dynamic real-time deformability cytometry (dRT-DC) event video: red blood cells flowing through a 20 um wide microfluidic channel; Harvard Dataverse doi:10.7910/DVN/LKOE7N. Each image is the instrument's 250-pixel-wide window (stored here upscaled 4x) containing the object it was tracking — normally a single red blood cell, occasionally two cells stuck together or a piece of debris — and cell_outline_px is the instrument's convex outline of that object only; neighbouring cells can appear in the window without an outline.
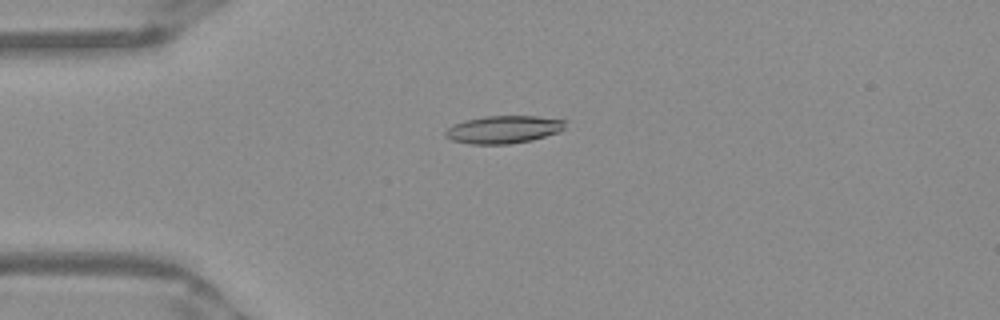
{"species": "Egyptian fruit bat (a non-hibernating species)", "species_latin": "Rousettus aegyptiacus", "temperature_condition": "warm", "stored_images_in_passage": 47, "camera_frame_rate_fps": 3000, "um_per_image_px": 0.085, "frame": {"image": 1, "passage_image": 8, "time_ms": 2.333, "image_size_px": [1000, 320], "cell_outline_px": [[568, 120], [564, 128], [560, 132], [532, 140], [508, 144], [468, 144], [452, 140], [444, 136], [444, 132], [452, 124], [464, 120], [484, 116], [536, 116]], "centroid_in_image_um": [42.8, 11.0], "position_along_channel_um": 42.2, "area_um2": 19.59}}
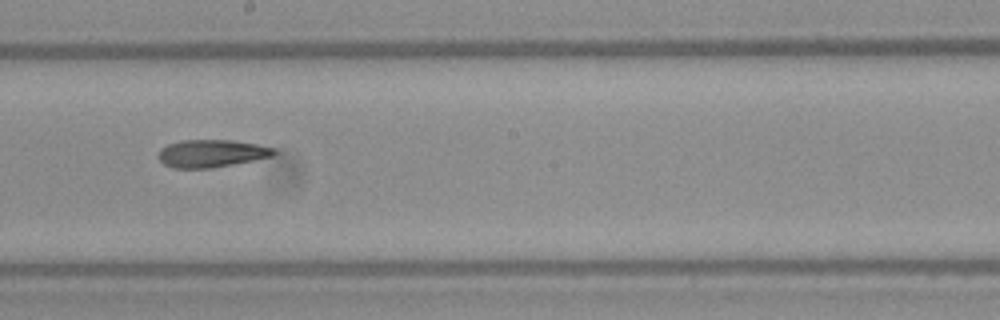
{"frame": {"image": 2, "passage_image": 24, "time_ms": 7.667, "image_size_px": [1000, 320], "cell_outline_px": [[276, 152], [272, 156], [232, 164], [208, 168], [172, 168], [164, 164], [160, 160], [160, 148], [168, 144], [180, 140], [228, 140], [256, 144], [272, 148]], "centroid_in_image_um": [17.93, 13.04], "position_along_channel_um": 230.3, "area_um2": 18.21}}
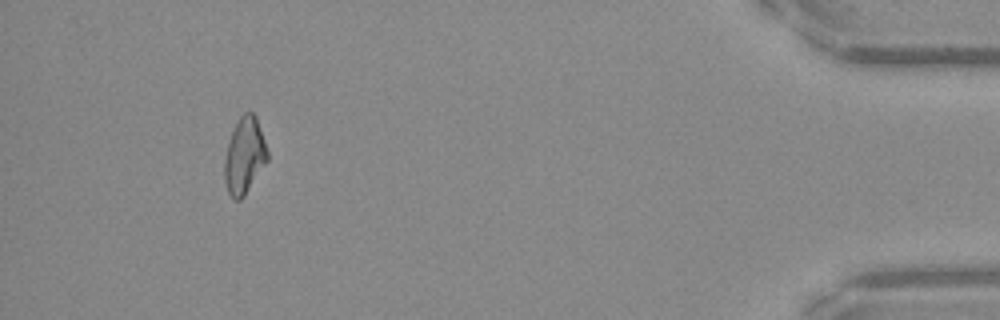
{"frame": {"image": 3, "passage_image": 43, "time_ms": 14.0, "image_size_px": [1000, 320], "cell_outline_px": [[268, 160], [244, 196], [240, 200], [232, 200], [228, 192], [224, 180], [224, 160], [228, 144], [232, 132], [240, 116], [244, 112], [252, 112], [256, 116], [268, 152]], "centroid_in_image_um": [20.77, 13.26], "position_along_channel_um": 414.4, "area_um2": 18.96}, "authors_computed_cell_mechanics": {"area_um2": 19.0162, "velocity_mm_per_s": 3.9512, "shape_relaxation_time_tau1_ms": null, "shape_relaxation_time_tau2_ms": 5.5084, "deformation_change_tau1": null, "deformation_change_tau2": 0.1606}}